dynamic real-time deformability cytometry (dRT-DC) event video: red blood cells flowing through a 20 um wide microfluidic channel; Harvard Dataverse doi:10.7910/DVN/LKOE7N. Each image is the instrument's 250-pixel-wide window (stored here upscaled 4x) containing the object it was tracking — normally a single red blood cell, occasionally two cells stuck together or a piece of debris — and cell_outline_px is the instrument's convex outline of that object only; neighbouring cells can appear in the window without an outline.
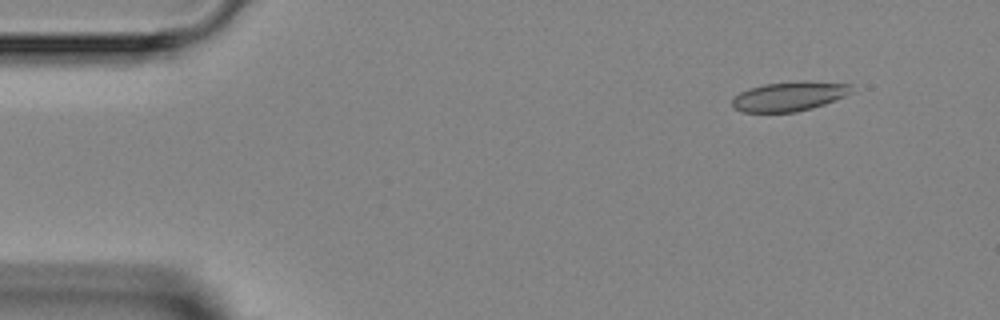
{"species": "Egyptian fruit bat (a non-hibernating species)", "species_latin": "Rousettus aegyptiacus", "temperature_condition": "room temperature", "stored_images_in_passage": 4, "camera_frame_rate_fps": 3000, "um_per_image_px": 0.085, "animal": {"sex": "female"}, "frame": {"image": 1, "passage_image": 1, "time_ms": 0.0, "image_size_px": [1000, 320], "cell_outline_px": [[852, 92], [844, 96], [824, 104], [812, 108], [796, 112], [740, 112], [732, 104], [732, 100], [740, 92], [748, 88], [764, 84], [804, 80], [852, 84]], "centroid_in_image_um": [67.1, 8.18], "position_along_channel_um": 17.9, "area_um2": 20.52}}
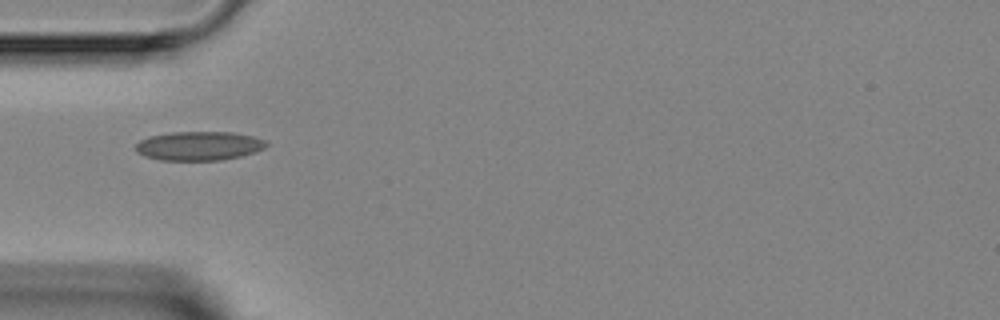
{"frame": {"image": 2, "passage_image": 4, "time_ms": 3.333, "image_size_px": [1000, 320], "cell_outline_px": [[268, 144], [264, 148], [256, 152], [240, 156], [220, 160], [160, 160], [144, 156], [136, 152], [136, 144], [140, 140], [148, 136], [172, 132], [232, 132], [252, 136], [268, 140]], "centroid_in_image_um": [16.92, 12.39], "position_along_channel_um": 68.1, "area_um2": 22.2}}